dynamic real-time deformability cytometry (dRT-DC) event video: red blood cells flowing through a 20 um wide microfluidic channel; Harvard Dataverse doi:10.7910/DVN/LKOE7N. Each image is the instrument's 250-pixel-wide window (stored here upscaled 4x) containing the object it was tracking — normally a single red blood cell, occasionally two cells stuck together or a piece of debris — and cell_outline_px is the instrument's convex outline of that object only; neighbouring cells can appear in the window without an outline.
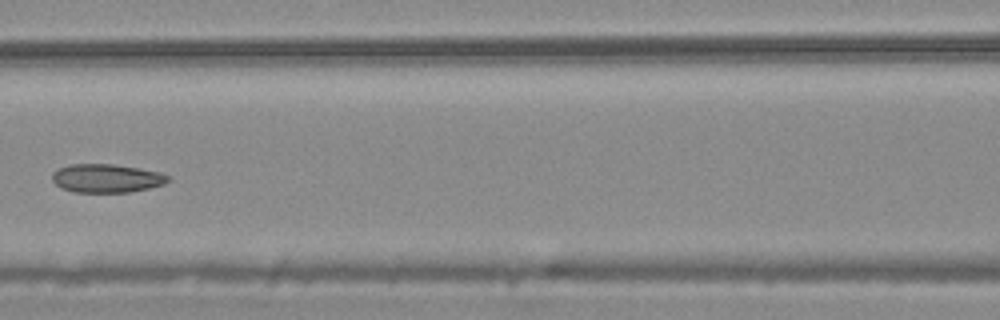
{"species": "common noctule bat (a hibernating species)", "species_latin": "Nyctalus noctula", "temperature_condition": "warm", "stored_images_in_passage": 8, "camera_frame_rate_fps": 3000, "um_per_image_px": 0.085, "animal": {"sex": "male", "body_mass_g": 20.4}, "frame": {"image": 1, "passage_image": 7, "time_ms": 2.0, "image_size_px": [1000, 320], "cell_outline_px": [[168, 180], [164, 184], [148, 188], [128, 192], [72, 192], [60, 188], [52, 180], [52, 172], [60, 168], [72, 164], [112, 164], [140, 168], [160, 172], [168, 176]], "centroid_in_image_um": [9.03, 15.15], "position_along_channel_um": 157.6, "area_um2": 19.19}}
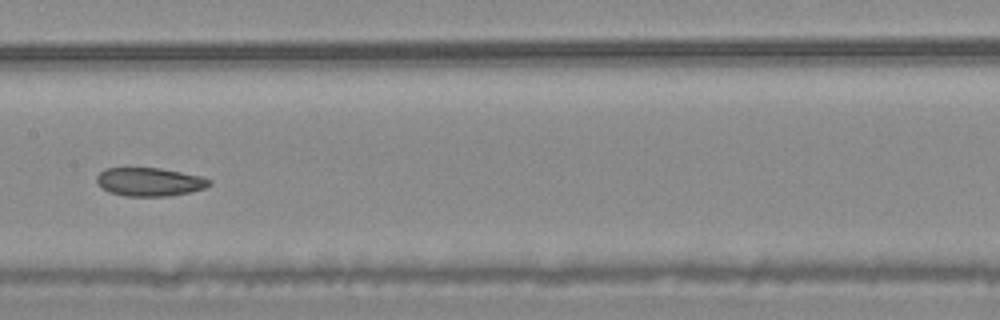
{"frame": {"image": 2, "passage_image": 8, "time_ms": 2.333, "image_size_px": [1000, 320], "cell_outline_px": [[212, 184], [204, 188], [192, 192], [168, 196], [124, 196], [108, 192], [96, 180], [96, 176], [104, 168], [160, 168], [204, 176], [212, 180]], "centroid_in_image_um": [12.76, 15.46], "position_along_channel_um": 194.6, "area_um2": 18.84}}